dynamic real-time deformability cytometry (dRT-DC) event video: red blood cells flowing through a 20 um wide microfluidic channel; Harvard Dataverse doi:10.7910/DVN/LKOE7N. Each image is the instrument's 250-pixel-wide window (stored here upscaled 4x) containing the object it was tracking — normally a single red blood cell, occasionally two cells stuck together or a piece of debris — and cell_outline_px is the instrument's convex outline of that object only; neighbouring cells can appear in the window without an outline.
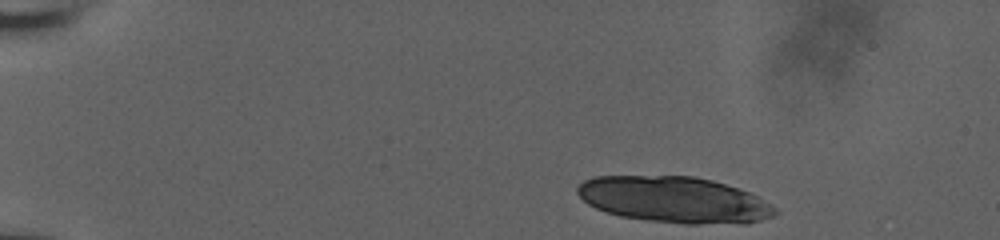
{"species": "human", "species_latin": "Homo sapiens", "temperature_condition": "room temperature", "stored_images_in_passage": 47, "segment_of_instrument_passage": [1, 2], "camera_frame_rate_fps": 3000, "um_per_image_px": 0.085, "donor": {"sex": "male"}, "frame": {"image": 1, "passage_image": 1, "time_ms": 0.0, "image_size_px": [1000, 240], "cell_outline_px": [[780, 212], [772, 216], [760, 220], [744, 224], [684, 224], [648, 220], [620, 216], [596, 208], [588, 204], [576, 192], [576, 188], [584, 180], [592, 176], [692, 176], [712, 180], [740, 188], [756, 196], [776, 208]], "centroid_in_image_um": [57.32, 16.98], "position_along_channel_um": 27.7, "area_um2": 53.23}}